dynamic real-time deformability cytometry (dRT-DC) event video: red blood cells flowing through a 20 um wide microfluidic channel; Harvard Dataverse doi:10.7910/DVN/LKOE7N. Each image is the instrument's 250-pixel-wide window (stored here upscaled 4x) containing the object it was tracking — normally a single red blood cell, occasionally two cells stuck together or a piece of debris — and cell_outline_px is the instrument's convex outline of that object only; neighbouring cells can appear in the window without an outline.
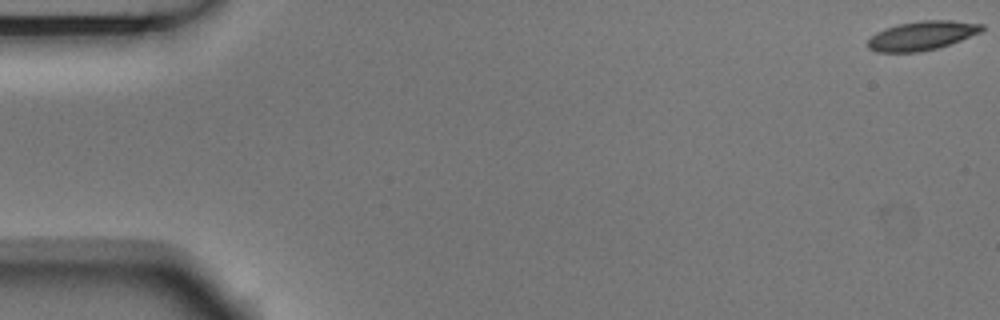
{"species": "Egyptian fruit bat (a non-hibernating species)", "species_latin": "Rousettus aegyptiacus", "temperature_condition": "room temperature", "stored_images_in_passage": 4, "camera_frame_rate_fps": 3000, "um_per_image_px": 0.085, "animal": {"sex": "male"}, "frame": {"image": 1, "passage_image": 1, "time_ms": 0.0, "image_size_px": [1000, 320], "cell_outline_px": [[984, 28], [980, 32], [960, 40], [936, 48], [920, 52], [876, 52], [868, 48], [868, 40], [876, 32], [884, 28], [900, 24], [920, 20], [952, 20], [984, 24]], "centroid_in_image_um": [78.35, 3.02], "position_along_channel_um": 6.7, "area_um2": 19.19}}
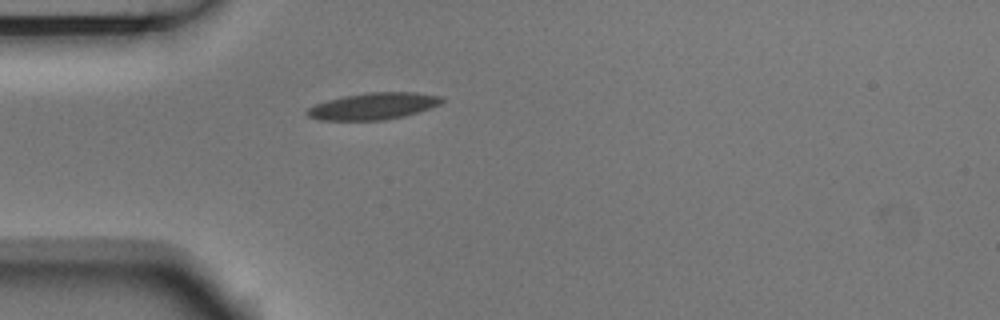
{"frame": {"image": 2, "passage_image": 4, "time_ms": 1.0, "image_size_px": [1000, 320], "cell_outline_px": [[444, 100], [440, 104], [404, 116], [384, 120], [320, 120], [308, 116], [304, 112], [308, 108], [316, 104], [328, 100], [344, 96], [368, 92], [416, 92], [444, 96]], "centroid_in_image_um": [31.74, 9.01], "position_along_channel_um": 53.3, "area_um2": 20.92}}